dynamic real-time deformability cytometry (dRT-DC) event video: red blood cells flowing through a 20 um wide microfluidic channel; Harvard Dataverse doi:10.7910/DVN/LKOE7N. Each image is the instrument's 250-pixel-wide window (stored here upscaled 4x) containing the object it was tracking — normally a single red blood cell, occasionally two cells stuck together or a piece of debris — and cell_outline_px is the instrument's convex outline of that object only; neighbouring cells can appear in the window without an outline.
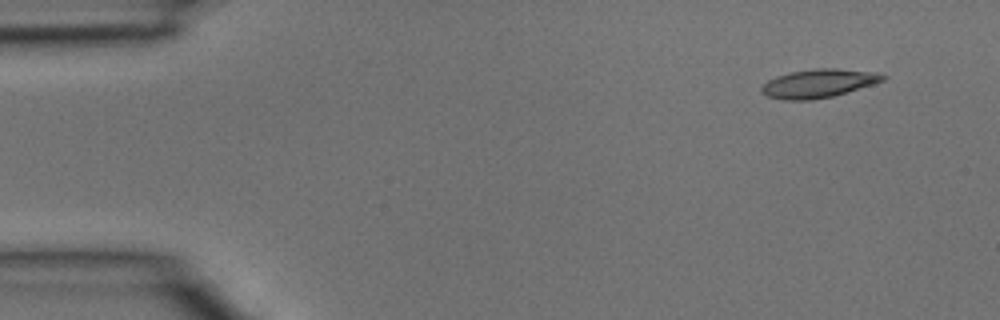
{"species": "common noctule bat (a hibernating species)", "species_latin": "Nyctalus noctula", "temperature_condition": "room temperature", "stored_images_in_passage": 37, "camera_frame_rate_fps": 3000, "um_per_image_px": 0.085, "animal": {"sex": "male", "body_mass_g": 15.6}, "frame": {"image": 1, "passage_image": 1, "time_ms": 0.0, "image_size_px": [1000, 320], "cell_outline_px": [[888, 76], [884, 80], [872, 84], [832, 96], [812, 100], [784, 100], [768, 96], [760, 92], [760, 88], [768, 80], [776, 76], [792, 72], [816, 68], [836, 68], [876, 72]], "centroid_in_image_um": [69.55, 7.08], "position_along_channel_um": 15.4, "area_um2": 20.0}}
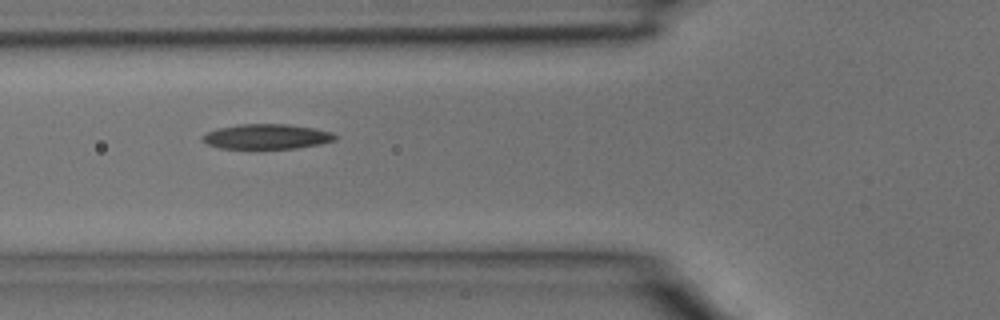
{"frame": {"image": 2, "passage_image": 12, "time_ms": 3.667, "image_size_px": [1000, 320], "cell_outline_px": [[336, 140], [320, 144], [296, 148], [220, 148], [204, 144], [200, 140], [200, 136], [216, 128], [240, 124], [288, 124], [316, 128], [332, 132], [336, 136]], "centroid_in_image_um": [22.63, 11.6], "position_along_channel_um": 103.2, "area_um2": 19.48}}
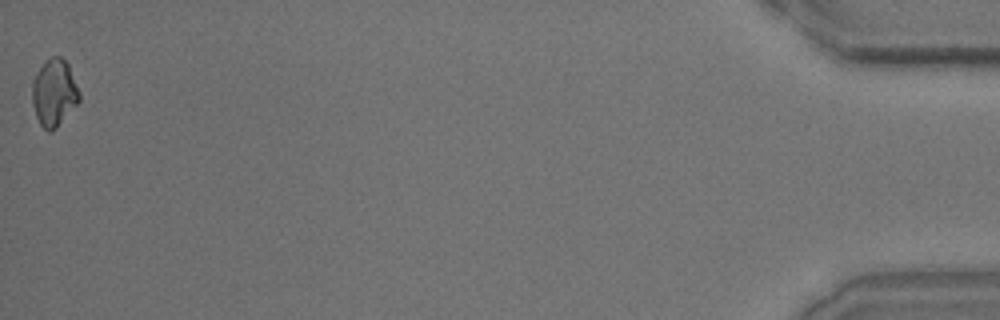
{"frame": {"image": 3, "passage_image": 37, "time_ms": 12.0, "image_size_px": [1000, 320], "cell_outline_px": [[80, 100], [56, 128], [52, 132], [48, 132], [40, 124], [36, 116], [32, 104], [32, 80], [36, 72], [44, 60], [52, 56], [60, 56], [68, 64], [80, 92]], "centroid_in_image_um": [4.58, 7.87], "position_along_channel_um": 430.6, "area_um2": 18.55}}